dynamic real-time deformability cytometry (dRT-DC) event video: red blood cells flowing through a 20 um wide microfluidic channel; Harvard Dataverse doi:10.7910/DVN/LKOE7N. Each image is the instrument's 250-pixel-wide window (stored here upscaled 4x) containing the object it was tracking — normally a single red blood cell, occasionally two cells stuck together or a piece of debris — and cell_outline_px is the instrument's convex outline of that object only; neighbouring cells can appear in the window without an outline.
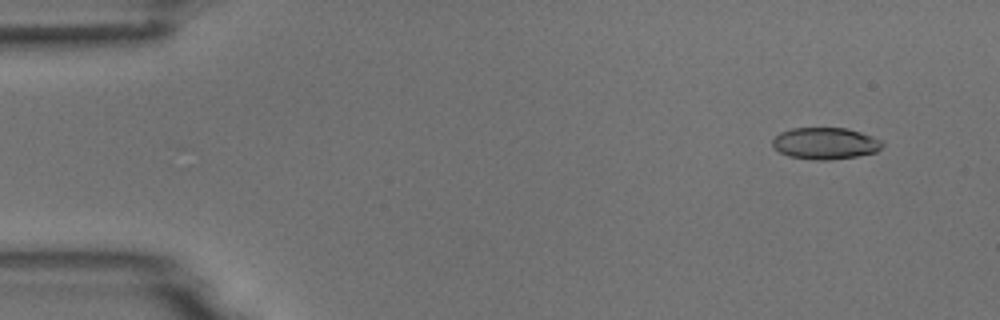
{"species": "common noctule bat (a hibernating species)", "species_latin": "Nyctalus noctula", "temperature_condition": "room temperature", "stored_images_in_passage": 5, "camera_frame_rate_fps": 3000, "um_per_image_px": 0.085, "animal": {"sex": "male", "body_mass_g": 18.8}, "frame": {"image": 1, "passage_image": 2, "time_ms": 1.0, "image_size_px": [1000, 320], "cell_outline_px": [[884, 144], [876, 152], [856, 156], [828, 160], [816, 160], [788, 156], [772, 148], [772, 140], [780, 132], [792, 128], [848, 128], [872, 136], [880, 140]], "centroid_in_image_um": [70.12, 12.18], "position_along_channel_um": 14.9, "area_um2": 20.29}}